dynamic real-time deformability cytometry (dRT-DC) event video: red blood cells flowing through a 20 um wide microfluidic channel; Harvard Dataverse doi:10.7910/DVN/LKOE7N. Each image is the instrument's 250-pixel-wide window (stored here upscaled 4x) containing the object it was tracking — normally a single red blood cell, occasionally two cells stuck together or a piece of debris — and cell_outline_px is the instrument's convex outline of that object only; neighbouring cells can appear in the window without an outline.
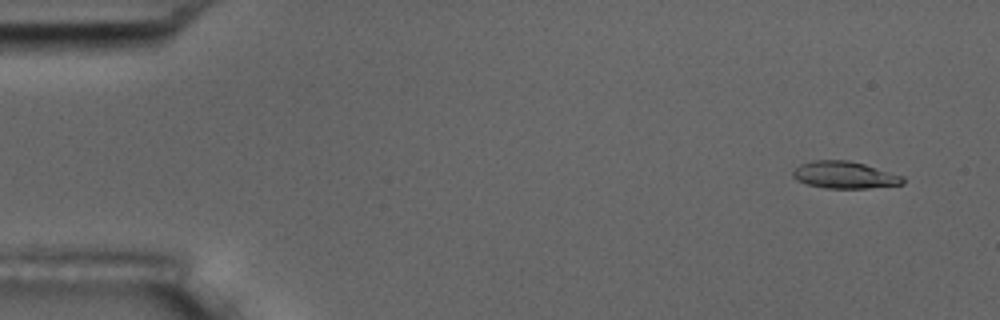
{"species": "common noctule bat (a hibernating species)", "species_latin": "Nyctalus noctula", "temperature_condition": "room temperature", "stored_images_in_passage": 4, "camera_frame_rate_fps": 3000, "um_per_image_px": 0.085, "animal": {"sex": "male", "body_mass_g": 17.5, "forearm_length_mm": 52.3}, "frame": {"image": 1, "passage_image": 1, "time_ms": 0.0, "image_size_px": [1000, 320], "cell_outline_px": [[904, 184], [868, 188], [824, 188], [808, 184], [796, 180], [792, 176], [792, 172], [800, 164], [812, 160], [848, 160], [864, 164], [904, 176]], "centroid_in_image_um": [71.78, 14.87], "position_along_channel_um": 13.2, "area_um2": 17.34}}
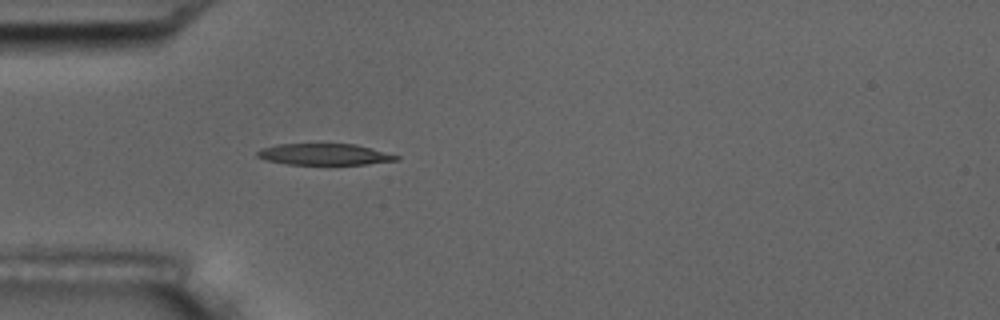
{"frame": {"image": 2, "passage_image": 4, "time_ms": 4.333, "image_size_px": [1000, 320], "cell_outline_px": [[400, 160], [368, 164], [288, 164], [268, 160], [256, 156], [256, 152], [264, 148], [276, 144], [356, 144], [372, 148], [400, 156]], "centroid_in_image_um": [27.63, 13.11], "position_along_channel_um": 57.4, "area_um2": 17.17}}